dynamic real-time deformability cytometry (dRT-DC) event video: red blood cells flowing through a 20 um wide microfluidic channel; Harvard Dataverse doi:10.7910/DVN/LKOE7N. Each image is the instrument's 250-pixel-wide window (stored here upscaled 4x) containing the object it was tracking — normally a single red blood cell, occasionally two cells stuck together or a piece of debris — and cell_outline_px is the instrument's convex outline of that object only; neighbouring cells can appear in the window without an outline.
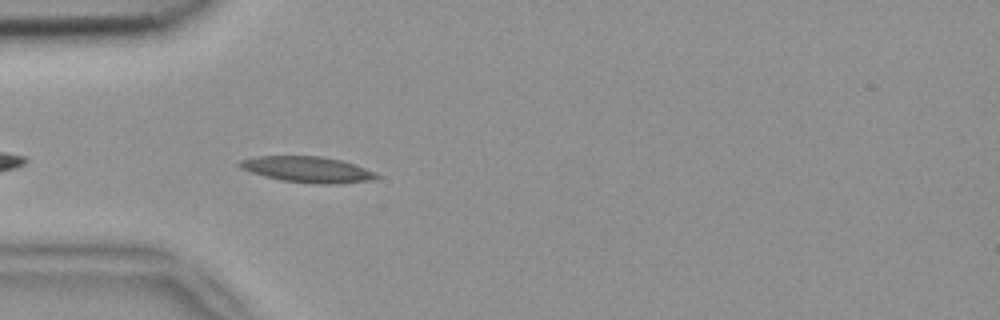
{"species": "common noctule bat (a hibernating species)", "species_latin": "Nyctalus noctula", "temperature_condition": "room temperature", "stored_images_in_passage": 3, "camera_frame_rate_fps": 3000, "um_per_image_px": 0.085, "animal": {"sex": "female", "body_mass_g": 18.4}, "frame": {"image": 1, "passage_image": 3, "time_ms": 0.667, "image_size_px": [1000, 320], "cell_outline_px": [[380, 176], [368, 180], [340, 184], [312, 184], [280, 180], [264, 176], [240, 168], [236, 164], [240, 160], [256, 156], [320, 156], [340, 160], [376, 172]], "centroid_in_image_um": [26.09, 14.41], "position_along_channel_um": 58.9, "area_um2": 20.63}}